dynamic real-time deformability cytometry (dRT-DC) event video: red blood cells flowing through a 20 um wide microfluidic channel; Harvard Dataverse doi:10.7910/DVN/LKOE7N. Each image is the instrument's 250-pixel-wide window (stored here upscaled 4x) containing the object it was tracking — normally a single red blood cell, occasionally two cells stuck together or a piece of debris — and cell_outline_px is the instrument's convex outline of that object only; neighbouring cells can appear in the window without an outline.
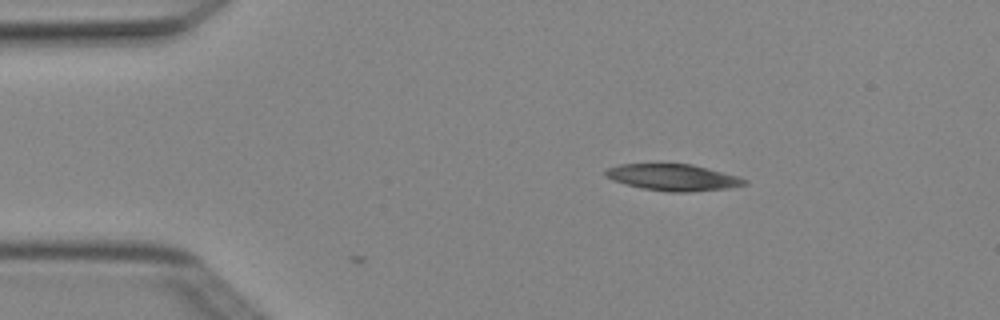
{"species": "Egyptian fruit bat (a non-hibernating species)", "species_latin": "Rousettus aegyptiacus", "temperature_condition": "cold", "stored_images_in_passage": 4, "camera_frame_rate_fps": 3000, "um_per_image_px": 0.085, "animal": {"sex": "female"}, "frame": {"image": 1, "passage_image": 2, "time_ms": 0.333, "image_size_px": [1000, 320], "cell_outline_px": [[748, 184], [728, 188], [688, 192], [668, 192], [644, 188], [612, 180], [604, 176], [604, 172], [608, 168], [620, 164], [660, 160], [692, 164], [736, 176], [748, 180]], "centroid_in_image_um": [57.14, 15.02], "position_along_channel_um": 27.9, "area_um2": 22.25}}
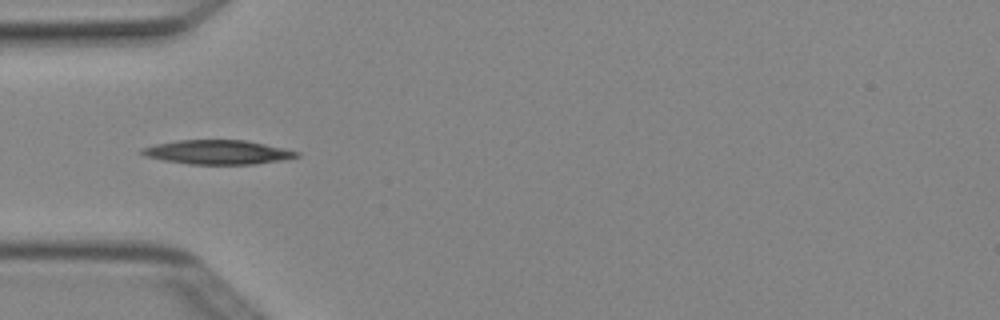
{"frame": {"image": 2, "passage_image": 4, "time_ms": 1.0, "image_size_px": [1000, 320], "cell_outline_px": [[300, 156], [284, 160], [252, 164], [188, 164], [164, 160], [144, 156], [140, 152], [140, 148], [156, 144], [176, 140], [244, 140], [284, 148], [300, 152]], "centroid_in_image_um": [18.49, 12.93], "position_along_channel_um": 66.5, "area_um2": 21.79}}